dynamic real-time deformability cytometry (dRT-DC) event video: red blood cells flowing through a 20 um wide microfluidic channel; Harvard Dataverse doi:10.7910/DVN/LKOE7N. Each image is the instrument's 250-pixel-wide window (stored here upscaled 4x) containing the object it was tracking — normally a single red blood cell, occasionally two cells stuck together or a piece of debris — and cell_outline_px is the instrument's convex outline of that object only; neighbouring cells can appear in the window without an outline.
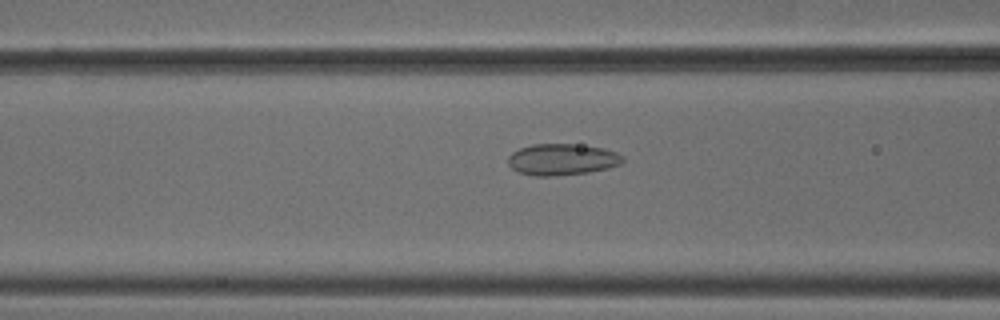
{"species": "common noctule bat (a hibernating species)", "species_latin": "Nyctalus noctula", "temperature_condition": "cold", "stored_images_in_passage": 38, "camera_frame_rate_fps": 3000, "um_per_image_px": 0.085, "animal": {"sex": "male", "body_mass_g": 18.8}, "frame": {"image": 1, "passage_image": 12, "time_ms": 3.667, "image_size_px": [1000, 320], "cell_outline_px": [[624, 160], [620, 164], [608, 168], [588, 172], [556, 176], [532, 176], [520, 172], [512, 168], [508, 164], [508, 156], [512, 152], [520, 148], [532, 144], [572, 144], [604, 148], [616, 152], [624, 156]], "centroid_in_image_um": [47.77, 13.55], "position_along_channel_um": 118.8, "area_um2": 21.04}}
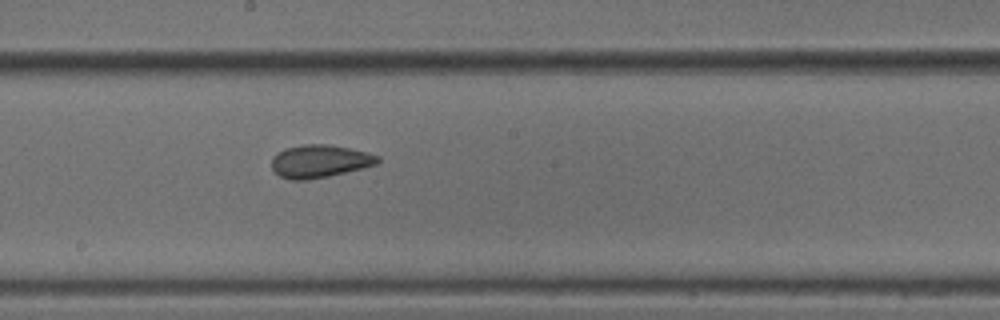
{"frame": {"image": 2, "passage_image": 20, "time_ms": 6.333, "image_size_px": [1000, 320], "cell_outline_px": [[380, 160], [376, 164], [328, 176], [308, 180], [292, 180], [280, 176], [272, 168], [272, 156], [276, 152], [284, 148], [304, 144], [328, 144], [348, 148], [380, 156]], "centroid_in_image_um": [27.12, 13.69], "position_along_channel_um": 221.1, "area_um2": 20.11}}
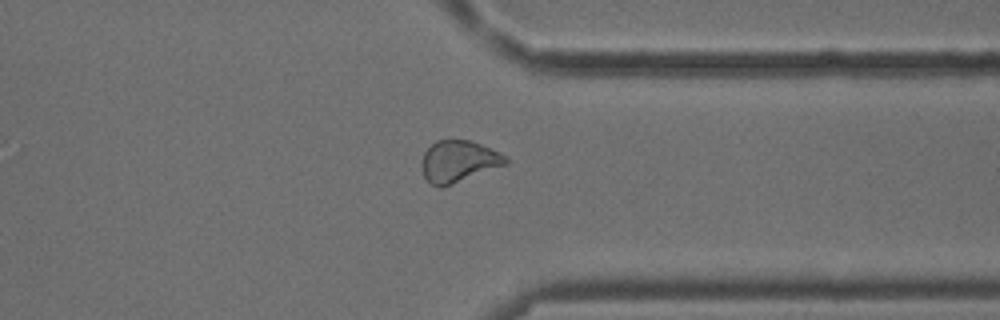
{"frame": {"image": 3, "passage_image": 32, "time_ms": 10.333, "image_size_px": [1000, 320], "cell_outline_px": [[508, 164], [440, 188], [432, 184], [424, 176], [420, 164], [424, 152], [436, 140], [472, 140], [508, 156]], "centroid_in_image_um": [38.98, 13.7], "position_along_channel_um": 372.4, "area_um2": 20.4}, "authors_computed_cell_mechanics": {"area_um2": 20.3456, "velocity_mm_per_s": 3.8216, "shape_relaxation_time_tau1_ms": 3.082, "shape_relaxation_time_tau2_ms": 1.9468, "deformation_change_tau1": 0.0675, "deformation_change_tau2": 0.0761}}